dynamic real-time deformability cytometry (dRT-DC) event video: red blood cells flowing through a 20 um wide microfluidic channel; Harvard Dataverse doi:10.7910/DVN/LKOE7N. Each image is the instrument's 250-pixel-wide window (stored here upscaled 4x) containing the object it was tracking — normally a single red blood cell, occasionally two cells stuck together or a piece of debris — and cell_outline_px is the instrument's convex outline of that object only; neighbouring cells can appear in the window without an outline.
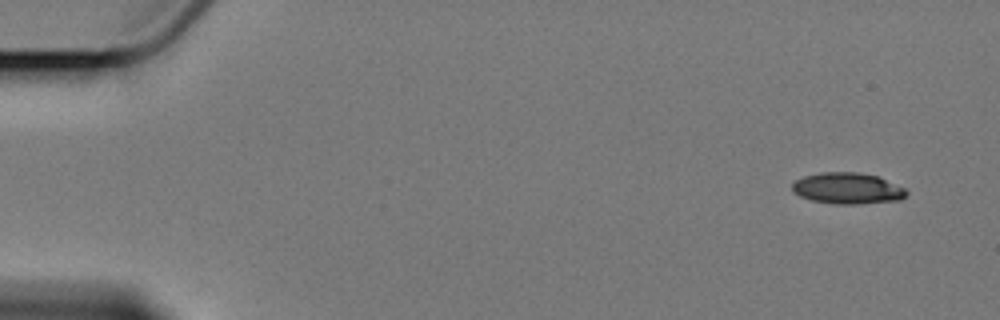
{"species": "Egyptian fruit bat (a non-hibernating species)", "species_latin": "Rousettus aegyptiacus", "temperature_condition": "cold", "stored_images_in_passage": 5, "camera_frame_rate_fps": 3000, "um_per_image_px": 0.085, "animal": {"sex": "female"}, "frame": {"image": 1, "passage_image": 1, "time_ms": 0.0, "image_size_px": [1000, 320], "cell_outline_px": [[908, 192], [900, 200], [856, 204], [836, 204], [812, 200], [800, 196], [792, 192], [792, 184], [796, 180], [804, 176], [820, 172], [860, 172], [880, 176], [904, 188]], "centroid_in_image_um": [72.04, 16.0], "position_along_channel_um": 13.0, "area_um2": 20.87}}
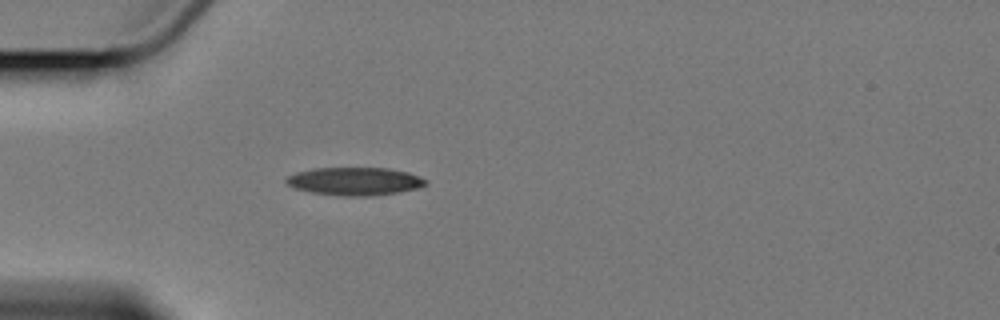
{"frame": {"image": 2, "passage_image": 5, "time_ms": 4.667, "image_size_px": [1000, 320], "cell_outline_px": [[428, 184], [416, 188], [396, 192], [368, 196], [348, 196], [312, 192], [296, 188], [288, 184], [284, 180], [288, 176], [296, 172], [312, 168], [388, 168], [408, 172], [420, 176], [428, 180]], "centroid_in_image_um": [30.17, 15.39], "position_along_channel_um": 54.8, "area_um2": 22.54}}